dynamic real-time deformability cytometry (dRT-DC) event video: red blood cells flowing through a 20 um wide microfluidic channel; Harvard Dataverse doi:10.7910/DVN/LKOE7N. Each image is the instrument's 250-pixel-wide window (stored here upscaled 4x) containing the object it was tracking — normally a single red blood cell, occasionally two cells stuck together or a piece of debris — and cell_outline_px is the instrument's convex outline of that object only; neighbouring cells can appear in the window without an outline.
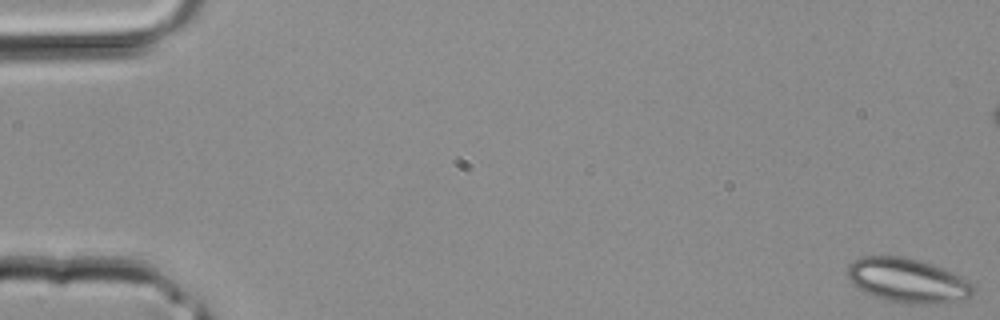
{"species": "common noctule bat (a hibernating species)", "species_latin": "Nyctalus noctula", "temperature_condition": "room temperature", "stored_images_in_passage": 4, "camera_frame_rate_fps": 3000, "um_per_image_px": 0.085, "animal": {"sex": "male", "body_mass_g": 20.4}, "frame": {"image": 1, "passage_image": 1, "time_ms": 0.0, "image_size_px": [1000, 320], "cell_outline_px": [[976, 292], [972, 296], [956, 304], [908, 304], [884, 300], [864, 292], [852, 284], [848, 280], [848, 268], [860, 256], [900, 256], [920, 260], [944, 268], [968, 280], [976, 288]], "centroid_in_image_um": [77.23, 23.88], "position_along_channel_um": 7.8, "area_um2": 33.18}}